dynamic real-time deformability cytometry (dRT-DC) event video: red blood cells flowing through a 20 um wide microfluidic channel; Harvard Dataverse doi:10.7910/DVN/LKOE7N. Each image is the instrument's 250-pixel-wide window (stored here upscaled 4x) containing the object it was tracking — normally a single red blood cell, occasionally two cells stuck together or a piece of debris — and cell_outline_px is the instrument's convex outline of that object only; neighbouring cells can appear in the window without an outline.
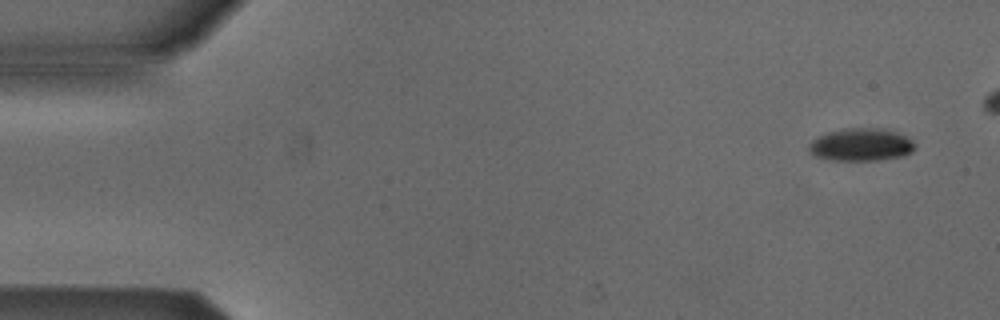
{"species": "Egyptian fruit bat (a non-hibernating species)", "species_latin": "Rousettus aegyptiacus", "temperature_condition": "cold", "stored_images_in_passage": 3, "camera_frame_rate_fps": 3000, "um_per_image_px": 0.085, "animal": {"sex": "male"}, "frame": {"image": 1, "passage_image": 1, "time_ms": 0.0, "image_size_px": [1000, 320], "cell_outline_px": [[916, 148], [912, 152], [904, 156], [880, 160], [828, 160], [816, 156], [808, 152], [808, 144], [816, 136], [828, 132], [844, 128], [884, 128], [896, 132], [912, 140], [916, 144]], "centroid_in_image_um": [73.18, 12.3], "position_along_channel_um": 11.8, "area_um2": 20.52}}